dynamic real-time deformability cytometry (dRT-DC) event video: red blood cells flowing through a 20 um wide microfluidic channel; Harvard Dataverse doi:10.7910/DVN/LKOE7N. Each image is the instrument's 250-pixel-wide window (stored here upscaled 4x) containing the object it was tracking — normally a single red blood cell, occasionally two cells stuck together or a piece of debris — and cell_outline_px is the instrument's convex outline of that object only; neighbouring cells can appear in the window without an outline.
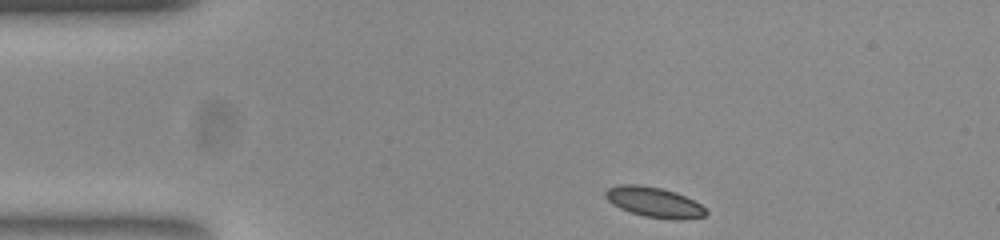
{"species": "common noctule bat (a hibernating species)", "species_latin": "Nyctalus noctula", "temperature_condition": "room temperature", "stored_images_in_passage": 46, "camera_frame_rate_fps": 3000, "um_per_image_px": 0.085, "animal": {"sex": "female", "body_mass_g": 23.0, "forearm_length_mm": 53.4}, "frame": {"image": 1, "passage_image": 1, "time_ms": 0.0, "image_size_px": [1000, 240], "cell_outline_px": [[708, 212], [704, 216], [676, 220], [644, 216], [628, 212], [612, 204], [604, 196], [604, 192], [608, 188], [616, 184], [640, 184], [660, 188], [676, 192], [700, 204]], "centroid_in_image_um": [55.54, 17.17], "position_along_channel_um": 29.5, "area_um2": 17.69}}
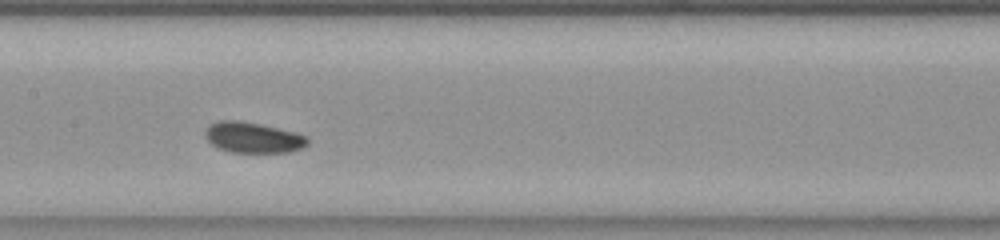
{"frame": {"image": 2, "passage_image": 18, "time_ms": 5.667, "image_size_px": [1000, 240], "cell_outline_px": [[308, 144], [300, 148], [288, 152], [232, 152], [220, 148], [212, 144], [208, 140], [208, 128], [212, 124], [220, 120], [236, 120], [276, 128], [308, 136]], "centroid_in_image_um": [21.55, 11.7], "position_along_channel_um": 185.9, "area_um2": 17.57}}
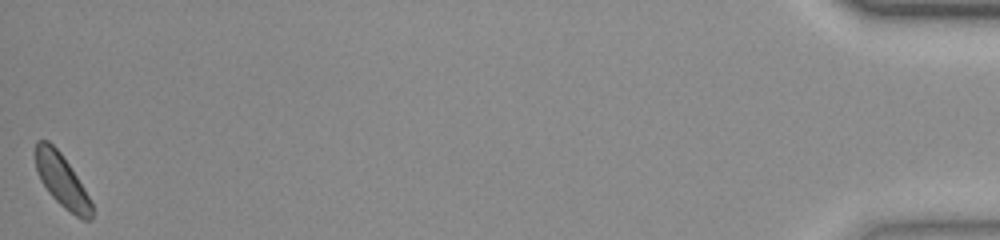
{"frame": {"image": 3, "passage_image": 46, "time_ms": 15.0, "image_size_px": [1000, 240], "cell_outline_px": [[92, 220], [84, 220], [76, 216], [64, 208], [48, 192], [40, 180], [36, 168], [36, 140], [48, 140], [60, 152], [84, 188], [92, 204]], "centroid_in_image_um": [5.25, 15.37], "position_along_channel_um": 430.0, "area_um2": 16.99}, "authors_computed_cell_mechanics": {"area_um2": 17.6579, "velocity_mm_per_s": 3.7005, "shape_relaxation_time_tau1_ms": 5.0813, "shape_relaxation_time_tau2_ms": 5.659, "deformation_change_tau1": 0.0598, "deformation_change_tau2": 0.1095}}